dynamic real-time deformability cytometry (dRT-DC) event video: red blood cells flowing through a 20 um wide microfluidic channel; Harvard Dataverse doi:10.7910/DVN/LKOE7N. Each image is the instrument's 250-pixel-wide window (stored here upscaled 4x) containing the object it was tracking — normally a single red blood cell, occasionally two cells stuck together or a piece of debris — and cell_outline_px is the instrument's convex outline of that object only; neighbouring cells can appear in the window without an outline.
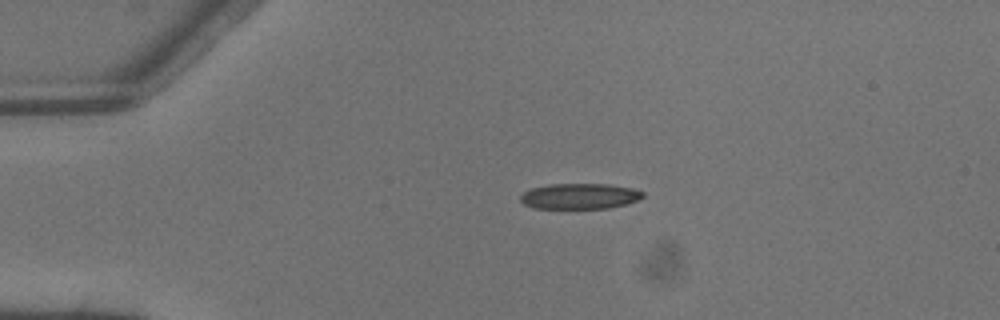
{"species": "common noctule bat (a hibernating species)", "species_latin": "Nyctalus noctula", "temperature_condition": "warm", "stored_images_in_passage": 2, "camera_frame_rate_fps": 3000, "um_per_image_px": 0.085, "animal": {"sex": "male", "body_mass_g": 13.3}, "frame": {"image": 1, "passage_image": 1, "time_ms": 0.0, "image_size_px": [1000, 320], "cell_outline_px": [[644, 196], [628, 204], [608, 208], [532, 208], [524, 204], [520, 200], [520, 196], [524, 192], [532, 188], [552, 184], [608, 184], [632, 188], [644, 192]], "centroid_in_image_um": [49.28, 16.68], "position_along_channel_um": 35.7, "area_um2": 18.21}}